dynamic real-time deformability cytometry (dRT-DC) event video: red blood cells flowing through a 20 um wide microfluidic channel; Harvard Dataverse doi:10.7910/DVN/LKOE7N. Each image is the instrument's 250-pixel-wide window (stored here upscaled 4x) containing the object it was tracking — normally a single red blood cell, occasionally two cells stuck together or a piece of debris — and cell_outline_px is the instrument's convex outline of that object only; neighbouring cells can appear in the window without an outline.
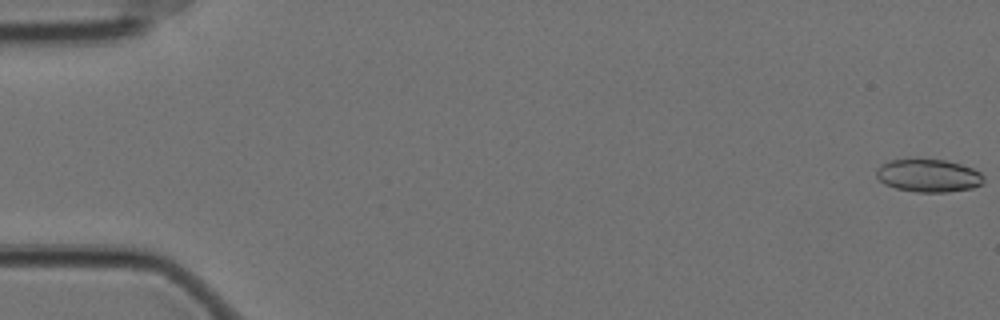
{"species": "Egyptian fruit bat (a non-hibernating species)", "species_latin": "Rousettus aegyptiacus", "temperature_condition": "cold", "stored_images_in_passage": 58, "camera_frame_rate_fps": 3000, "um_per_image_px": 0.085, "animal": {"sex": "female"}, "frame": {"image": 1, "passage_image": 1, "time_ms": 0.0, "image_size_px": [1000, 320], "cell_outline_px": [[984, 180], [980, 184], [972, 188], [948, 192], [916, 192], [896, 188], [884, 184], [876, 176], [876, 168], [880, 164], [892, 160], [944, 160], [960, 164], [972, 168], [980, 172], [984, 176]], "centroid_in_image_um": [78.91, 14.94], "position_along_channel_um": 6.1, "area_um2": 20.4}}
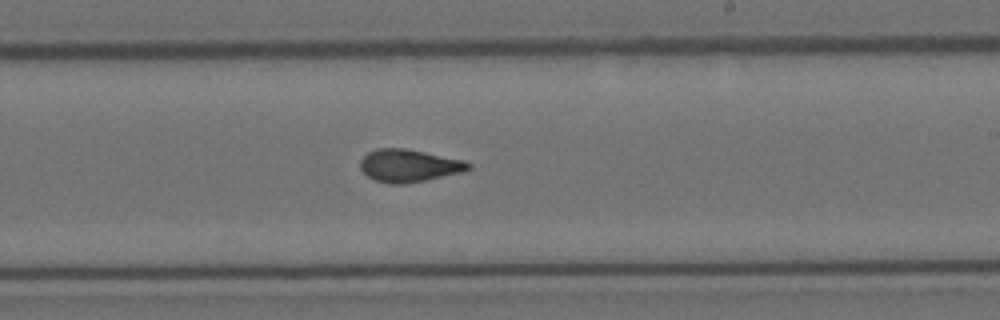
{"frame": {"image": 2, "passage_image": 35, "time_ms": 11.333, "image_size_px": [1000, 320], "cell_outline_px": [[472, 168], [464, 172], [404, 184], [388, 184], [376, 180], [368, 176], [360, 168], [360, 160], [368, 152], [376, 148], [404, 148], [464, 160], [472, 164]], "centroid_in_image_um": [34.77, 14.08], "position_along_channel_um": 254.2, "area_um2": 20.52}}
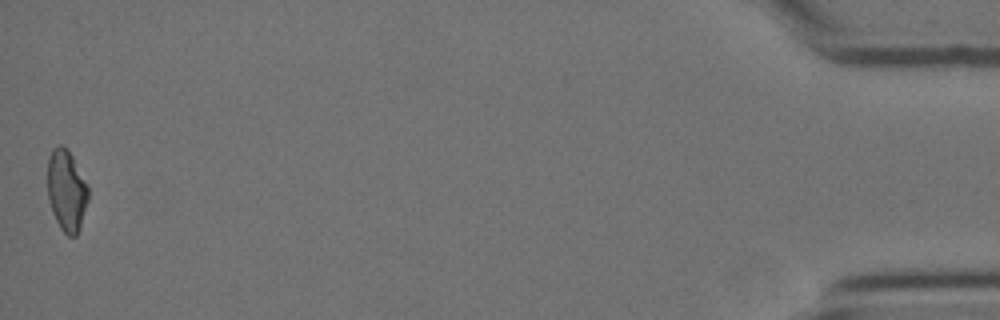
{"frame": {"image": 3, "passage_image": 58, "time_ms": 19.0, "image_size_px": [1000, 320], "cell_outline_px": [[88, 200], [80, 228], [76, 236], [68, 236], [60, 228], [52, 212], [48, 200], [48, 156], [52, 148], [60, 144], [72, 156], [88, 184]], "centroid_in_image_um": [5.65, 16.21], "position_along_channel_um": 429.5, "area_um2": 19.31}, "authors_computed_cell_mechanics": {"area_um2": 20.4034, "velocity_mm_per_s": 3.5093, "shape_relaxation_time_tau1_ms": 8.1444, "shape_relaxation_time_tau2_ms": 1.7454, "deformation_change_tau1": 0.1757, "deformation_change_tau2": 0.0804}}